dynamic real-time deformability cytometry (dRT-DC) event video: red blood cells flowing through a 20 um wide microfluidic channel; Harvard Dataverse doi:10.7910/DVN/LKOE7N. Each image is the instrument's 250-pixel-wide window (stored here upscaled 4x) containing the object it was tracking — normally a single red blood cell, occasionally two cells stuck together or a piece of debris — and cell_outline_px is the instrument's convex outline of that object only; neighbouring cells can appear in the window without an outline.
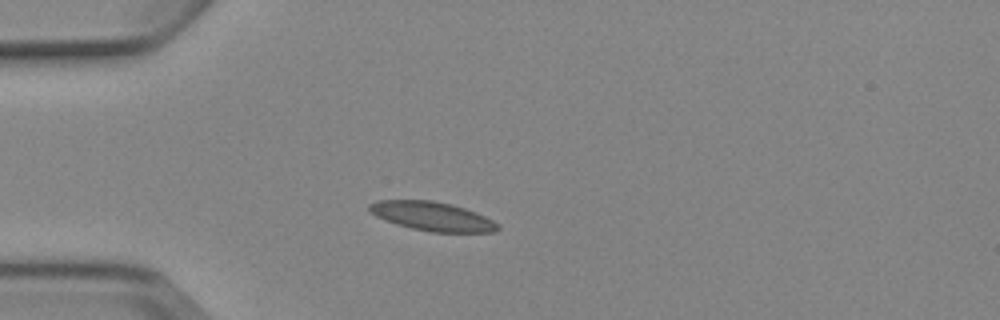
{"species": "Egyptian fruit bat (a non-hibernating species)", "species_latin": "Rousettus aegyptiacus", "temperature_condition": "cold", "stored_images_in_passage": 6, "camera_frame_rate_fps": 3000, "um_per_image_px": 0.085, "animal": {"sex": "female"}, "frame": {"image": 1, "passage_image": 3, "time_ms": 2.667, "image_size_px": [1000, 320], "cell_outline_px": [[500, 228], [492, 232], [432, 232], [412, 228], [396, 224], [384, 220], [376, 216], [368, 208], [368, 204], [376, 200], [432, 200], [452, 204], [476, 212], [500, 224]], "centroid_in_image_um": [36.73, 18.38], "position_along_channel_um": 48.3, "area_um2": 21.68}}
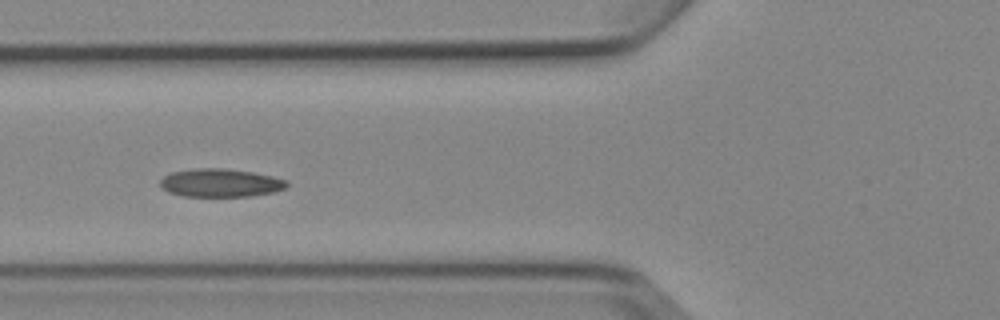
{"frame": {"image": 2, "passage_image": 5, "time_ms": 4.667, "image_size_px": [1000, 320], "cell_outline_px": [[288, 184], [284, 188], [272, 192], [252, 196], [184, 196], [168, 192], [160, 184], [160, 180], [164, 176], [172, 172], [196, 168], [224, 168], [252, 172], [272, 176], [288, 180]], "centroid_in_image_um": [18.74, 15.54], "position_along_channel_um": 107.1, "area_um2": 20.69}}
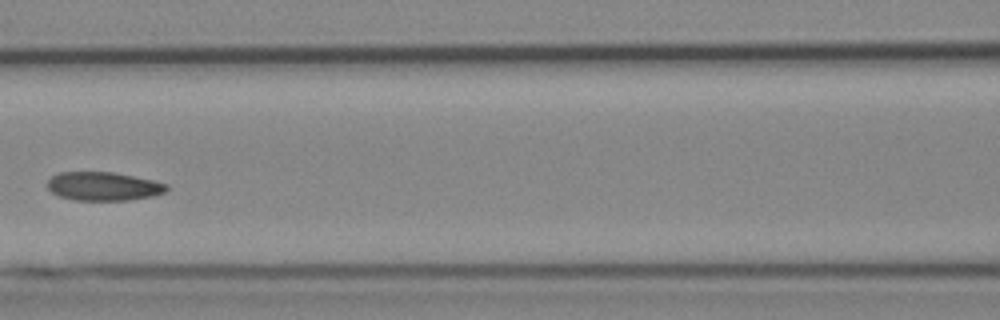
{"frame": {"image": 3, "passage_image": 6, "time_ms": 6.0, "image_size_px": [1000, 320], "cell_outline_px": [[168, 188], [164, 192], [152, 196], [128, 200], [72, 200], [60, 196], [52, 192], [48, 188], [48, 180], [52, 176], [60, 172], [112, 172], [152, 180], [168, 184]], "centroid_in_image_um": [8.78, 15.83], "position_along_channel_um": 157.8, "area_um2": 19.71}}